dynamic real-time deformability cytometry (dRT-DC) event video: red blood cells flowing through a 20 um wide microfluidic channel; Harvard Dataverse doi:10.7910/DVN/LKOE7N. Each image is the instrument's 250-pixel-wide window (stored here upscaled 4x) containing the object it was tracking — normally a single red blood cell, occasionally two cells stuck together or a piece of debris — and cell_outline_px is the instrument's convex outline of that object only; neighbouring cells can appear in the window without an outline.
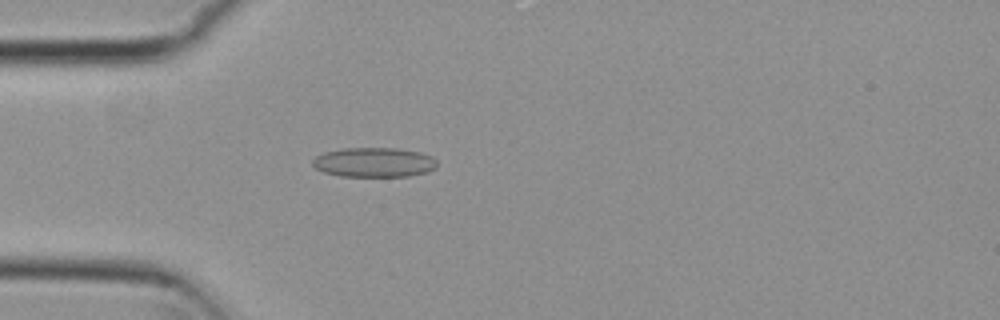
{"species": "common noctule bat (a hibernating species)", "species_latin": "Nyctalus noctula", "temperature_condition": "cold", "stored_images_in_passage": 4, "camera_frame_rate_fps": 3000, "um_per_image_px": 0.085, "animal": {"sex": "female", "body_mass_g": 29.2, "forearm_length_mm": 56.3}, "frame": {"image": 1, "passage_image": 4, "time_ms": 1.0, "image_size_px": [1000, 320], "cell_outline_px": [[436, 168], [428, 172], [408, 176], [340, 176], [324, 172], [316, 168], [312, 164], [312, 160], [316, 156], [324, 152], [344, 148], [400, 148], [420, 152], [432, 156], [436, 160]], "centroid_in_image_um": [31.81, 13.79], "position_along_channel_um": 53.2, "area_um2": 21.56}}